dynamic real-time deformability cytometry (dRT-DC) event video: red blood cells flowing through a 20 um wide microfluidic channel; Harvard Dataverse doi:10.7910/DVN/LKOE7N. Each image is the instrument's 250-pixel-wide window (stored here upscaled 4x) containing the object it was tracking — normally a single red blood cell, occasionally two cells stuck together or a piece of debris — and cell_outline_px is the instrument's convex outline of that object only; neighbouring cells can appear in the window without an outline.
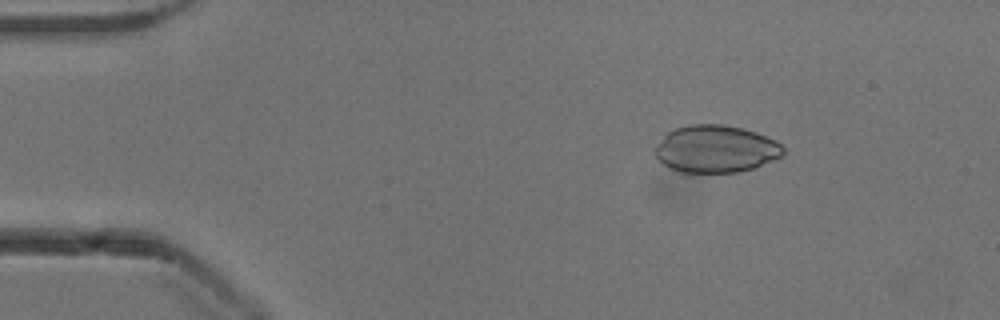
{"species": "common noctule bat (a hibernating species)", "species_latin": "Nyctalus noctula", "temperature_condition": "cold", "stored_images_in_passage": 52, "camera_frame_rate_fps": 3000, "um_per_image_px": 0.085, "animal": {"sex": "male", "body_mass_g": 13.3}, "frame": {"image": 1, "passage_image": 8, "time_ms": 2.333, "image_size_px": [1000, 320], "cell_outline_px": [[784, 152], [780, 156], [752, 168], [740, 172], [680, 172], [668, 168], [652, 152], [652, 148], [672, 128], [688, 124], [724, 124], [744, 128], [756, 132], [776, 140], [784, 148]], "centroid_in_image_um": [60.78, 12.64], "position_along_channel_um": 24.2, "area_um2": 35.55}}